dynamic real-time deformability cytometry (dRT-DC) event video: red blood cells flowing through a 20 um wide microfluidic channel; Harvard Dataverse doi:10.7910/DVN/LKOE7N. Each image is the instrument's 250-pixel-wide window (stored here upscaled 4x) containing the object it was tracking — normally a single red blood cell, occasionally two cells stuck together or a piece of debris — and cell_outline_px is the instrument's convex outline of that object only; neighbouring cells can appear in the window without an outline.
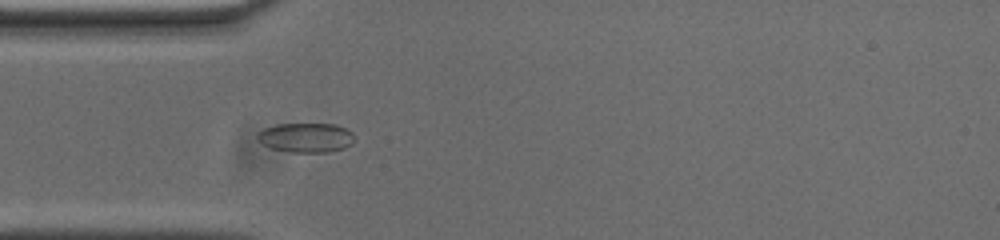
{"species": "common noctule bat (a hibernating species)", "species_latin": "Nyctalus noctula", "temperature_condition": "cold", "stored_images_in_passage": 40, "camera_frame_rate_fps": 3000, "um_per_image_px": 0.085, "animal": {"sex": "male", "body_mass_g": 20.0, "forearm_length_mm": 53.3}, "frame": {"image": 1, "passage_image": 1, "time_ms": 0.0, "image_size_px": [1000, 240], "cell_outline_px": [[352, 144], [344, 148], [328, 152], [292, 152], [272, 148], [260, 144], [256, 140], [256, 136], [264, 128], [276, 124], [336, 124], [352, 132]], "centroid_in_image_um": [25.97, 11.7], "position_along_channel_um": 59.0, "area_um2": 16.65}}
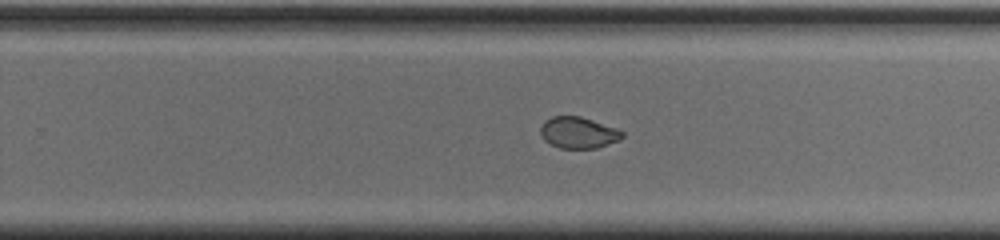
{"frame": {"image": 2, "passage_image": 19, "time_ms": 6.0, "image_size_px": [1000, 240], "cell_outline_px": [[624, 136], [616, 140], [596, 148], [560, 148], [544, 140], [540, 132], [540, 128], [544, 120], [552, 116], [580, 116], [616, 128], [624, 132]], "centroid_in_image_um": [49.12, 11.26], "position_along_channel_um": 280.7, "area_um2": 14.74}}
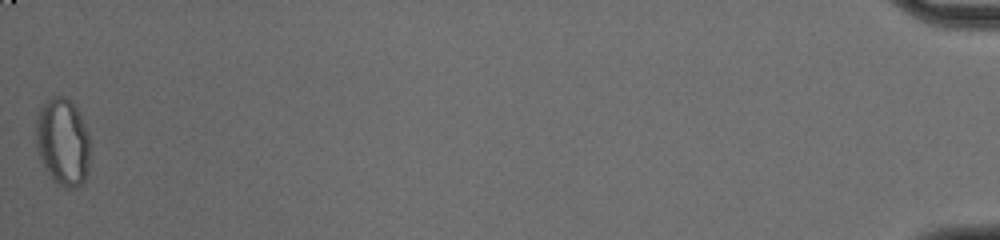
{"frame": {"image": 3, "passage_image": 40, "time_ms": 13.0, "image_size_px": [1000, 240], "cell_outline_px": [[88, 172], [84, 180], [76, 188], [68, 188], [52, 180], [44, 168], [36, 148], [36, 120], [40, 108], [44, 100], [52, 96], [64, 96], [76, 108], [88, 132]], "centroid_in_image_um": [5.3, 12.06], "position_along_channel_um": 429.9, "area_um2": 27.51}, "authors_computed_cell_mechanics": {"area_um2": 16.1551, "velocity_mm_per_s": 3.6976, "shape_relaxation_time_tau1_ms": null, "shape_relaxation_time_tau2_ms": 1.2604, "deformation_change_tau1": null, "deformation_change_tau2": 0.0364}}